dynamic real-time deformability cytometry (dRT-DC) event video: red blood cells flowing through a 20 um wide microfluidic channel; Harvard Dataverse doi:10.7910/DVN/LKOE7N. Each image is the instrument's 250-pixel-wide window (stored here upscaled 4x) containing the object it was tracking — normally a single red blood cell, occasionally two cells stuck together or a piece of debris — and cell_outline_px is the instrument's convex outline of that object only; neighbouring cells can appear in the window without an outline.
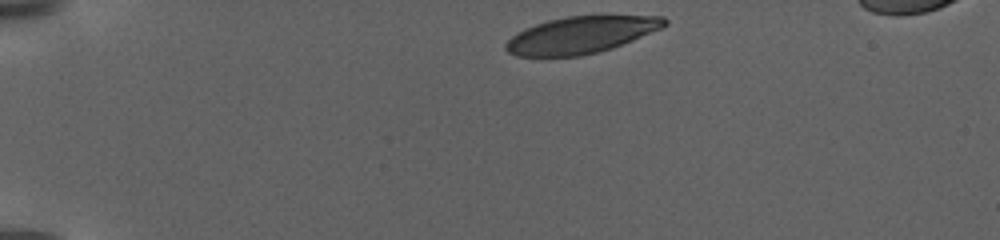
{"species": "human", "species_latin": "Homo sapiens", "temperature_condition": "warm", "stored_images_in_passage": 20, "camera_frame_rate_fps": 3000, "um_per_image_px": 0.085, "donor": {"sex": "female"}, "frame": {"image": 1, "passage_image": 1, "time_ms": 0.0, "image_size_px": [1000, 240], "cell_outline_px": [[668, 24], [660, 28], [632, 40], [612, 48], [580, 56], [516, 56], [508, 52], [504, 48], [504, 44], [516, 32], [524, 28], [548, 20], [568, 16], [664, 16], [668, 20]], "centroid_in_image_um": [49.34, 2.97], "position_along_channel_um": 35.7, "area_um2": 33.81}}
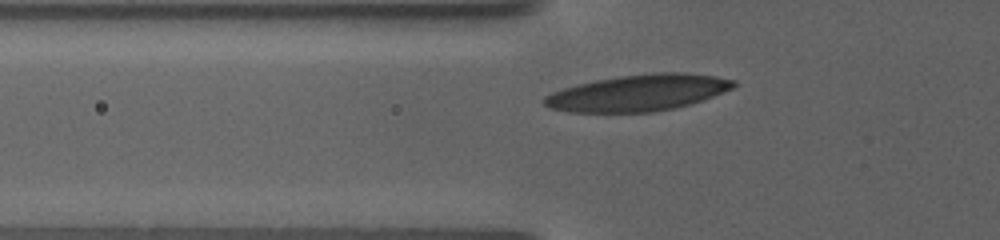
{"frame": {"image": 2, "passage_image": 14, "time_ms": 3.667, "image_size_px": [1000, 240], "cell_outline_px": [[736, 84], [732, 88], [712, 96], [676, 108], [652, 112], [568, 112], [552, 108], [544, 104], [540, 100], [544, 96], [552, 92], [576, 84], [596, 80], [620, 76], [652, 72], [684, 72], [716, 76], [736, 80]], "centroid_in_image_um": [54.22, 7.88], "position_along_channel_um": 71.6, "area_um2": 40.11}}
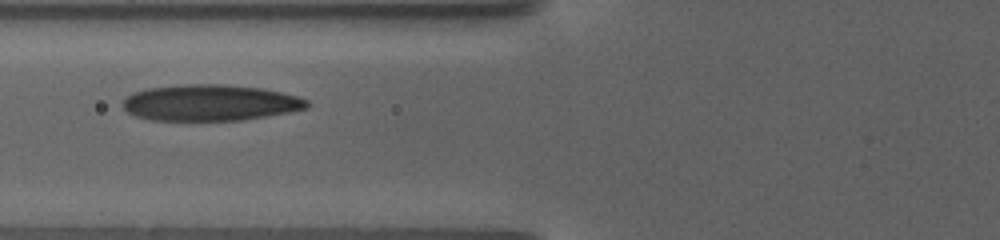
{"frame": {"image": 3, "passage_image": 19, "time_ms": 5.0, "image_size_px": [1000, 240], "cell_outline_px": [[308, 108], [288, 112], [240, 120], [152, 120], [136, 116], [128, 112], [124, 108], [124, 100], [132, 92], [148, 88], [184, 84], [224, 84], [260, 88], [280, 92], [296, 96], [308, 100]], "centroid_in_image_um": [17.84, 8.72], "position_along_channel_um": 108.0, "area_um2": 38.49}}